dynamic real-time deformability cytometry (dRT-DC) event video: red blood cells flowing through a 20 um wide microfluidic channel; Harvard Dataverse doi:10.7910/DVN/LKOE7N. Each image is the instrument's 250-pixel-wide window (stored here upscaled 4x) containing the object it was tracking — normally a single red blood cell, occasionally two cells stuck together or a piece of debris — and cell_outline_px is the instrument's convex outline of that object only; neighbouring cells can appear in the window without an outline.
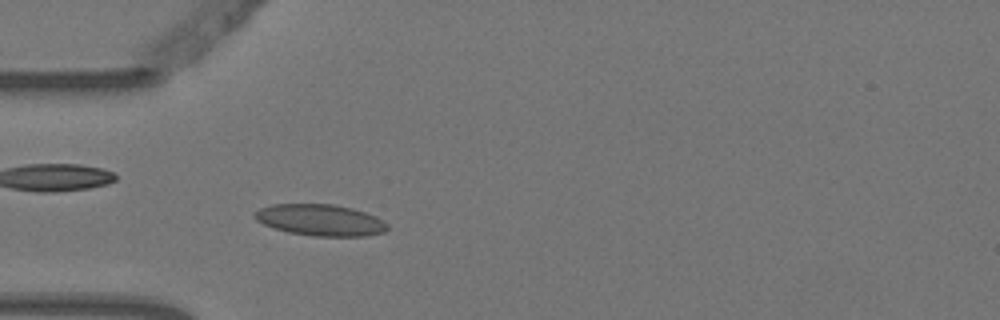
{"species": "Egyptian fruit bat (a non-hibernating species)", "species_latin": "Rousettus aegyptiacus", "temperature_condition": "warm", "stored_images_in_passage": 5, "camera_frame_rate_fps": 3000, "um_per_image_px": 0.085, "animal": {"sex": "female"}, "frame": {"image": 1, "passage_image": 5, "time_ms": 1.333, "image_size_px": [1000, 320], "cell_outline_px": [[388, 228], [384, 232], [368, 236], [316, 236], [288, 232], [272, 228], [256, 220], [252, 216], [260, 208], [272, 204], [332, 204], [352, 208], [376, 216], [384, 220], [388, 224]], "centroid_in_image_um": [27.24, 18.71], "position_along_channel_um": 57.8, "area_um2": 24.39}}